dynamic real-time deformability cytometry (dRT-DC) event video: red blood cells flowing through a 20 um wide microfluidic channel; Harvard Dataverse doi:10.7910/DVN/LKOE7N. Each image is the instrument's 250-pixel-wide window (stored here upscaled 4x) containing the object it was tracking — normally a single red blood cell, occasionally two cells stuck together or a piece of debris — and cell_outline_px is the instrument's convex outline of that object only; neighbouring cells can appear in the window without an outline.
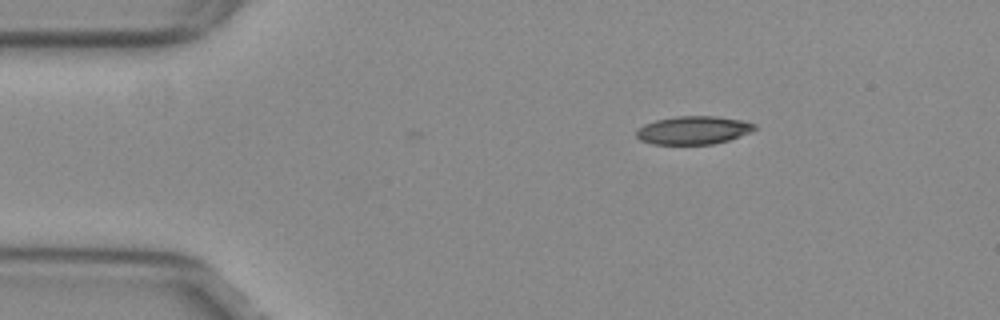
{"species": "common noctule bat (a hibernating species)", "species_latin": "Nyctalus noctula", "temperature_condition": "warm", "stored_images_in_passage": 38, "camera_frame_rate_fps": 3000, "um_per_image_px": 0.085, "animal": {"sex": "female", "body_mass_g": 29.2, "forearm_length_mm": 56.3}, "frame": {"image": 1, "passage_image": 1, "time_ms": 0.0, "image_size_px": [1000, 320], "cell_outline_px": [[760, 128], [752, 132], [728, 140], [712, 144], [652, 144], [640, 140], [636, 136], [636, 132], [644, 124], [656, 120], [676, 116], [716, 116], [744, 120], [756, 124]], "centroid_in_image_um": [58.99, 11.06], "position_along_channel_um": 26.0, "area_um2": 19.59}}
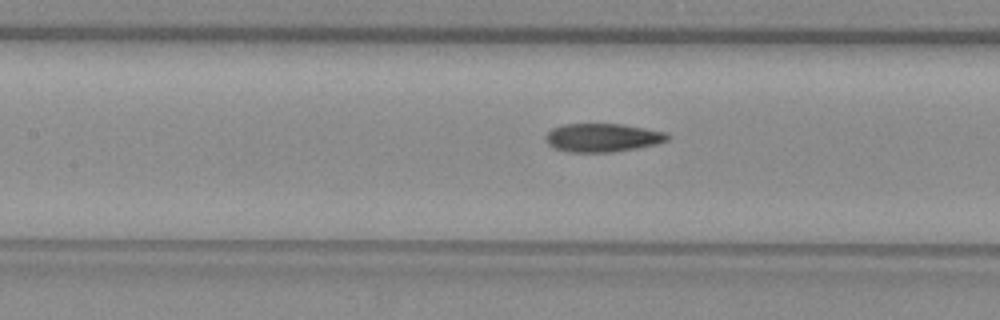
{"frame": {"image": 2, "passage_image": 16, "time_ms": 5.0, "image_size_px": [1000, 320], "cell_outline_px": [[672, 136], [668, 140], [656, 144], [636, 148], [612, 152], [568, 152], [556, 148], [548, 144], [544, 136], [552, 128], [564, 124], [624, 124], [668, 132]], "centroid_in_image_um": [51.25, 11.69], "position_along_channel_um": 156.1, "area_um2": 20.35}}
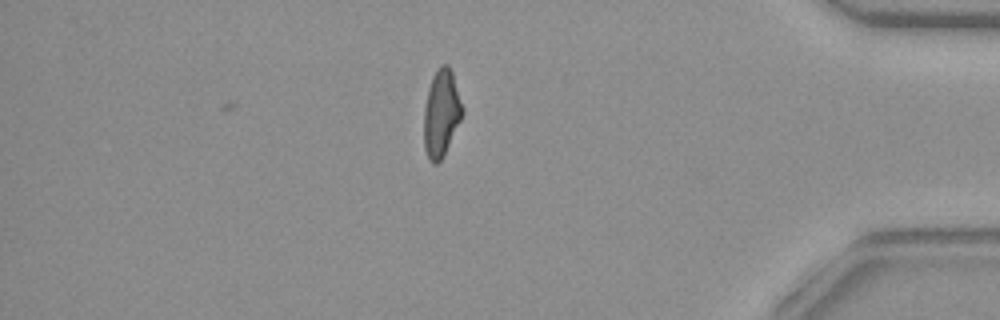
{"frame": {"image": 3, "passage_image": 38, "time_ms": 12.333, "image_size_px": [1000, 320], "cell_outline_px": [[464, 112], [440, 160], [436, 164], [432, 164], [428, 160], [424, 148], [424, 108], [428, 88], [432, 76], [436, 68], [440, 64], [448, 64], [452, 72], [464, 108]], "centroid_in_image_um": [37.49, 9.58], "position_along_channel_um": 397.7, "area_um2": 19.48}, "authors_computed_cell_mechanics": {"area_um2": 20.3167, "velocity_mm_per_s": 3.838, "shape_relaxation_time_tau1_ms": null, "shape_relaxation_time_tau2_ms": 2.4895, "deformation_change_tau1": null, "deformation_change_tau2": 0.1001}}